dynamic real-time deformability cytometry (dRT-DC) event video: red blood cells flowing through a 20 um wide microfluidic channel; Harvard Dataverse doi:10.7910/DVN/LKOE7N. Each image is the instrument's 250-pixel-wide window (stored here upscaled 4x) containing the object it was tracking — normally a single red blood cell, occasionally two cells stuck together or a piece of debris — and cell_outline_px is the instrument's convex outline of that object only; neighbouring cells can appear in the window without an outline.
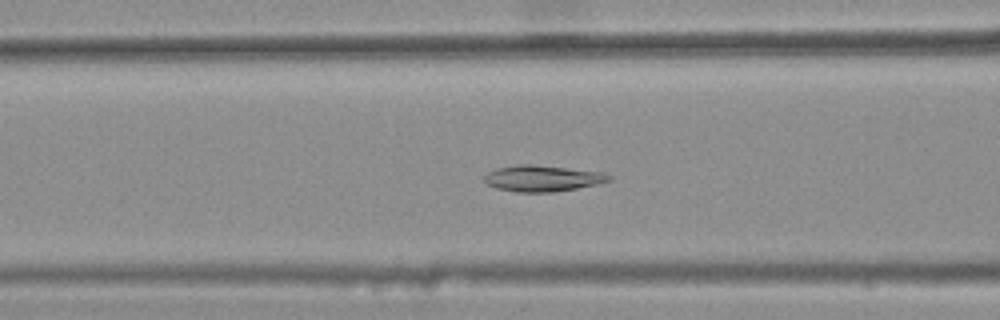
{"species": "common noctule bat (a hibernating species)", "species_latin": "Nyctalus noctula", "temperature_condition": "warm", "stored_images_in_passage": 43, "camera_frame_rate_fps": 3000, "um_per_image_px": 0.085, "animal": {"sex": "female", "body_mass_g": 25.1}, "frame": {"image": 1, "passage_image": 20, "time_ms": 6.333, "image_size_px": [1000, 320], "cell_outline_px": [[612, 180], [596, 184], [576, 188], [552, 192], [516, 192], [496, 188], [488, 184], [484, 180], [484, 176], [488, 172], [496, 168], [516, 164], [532, 164], [604, 172], [612, 176]], "centroid_in_image_um": [46.1, 15.15], "position_along_channel_um": 120.5, "area_um2": 19.02}}
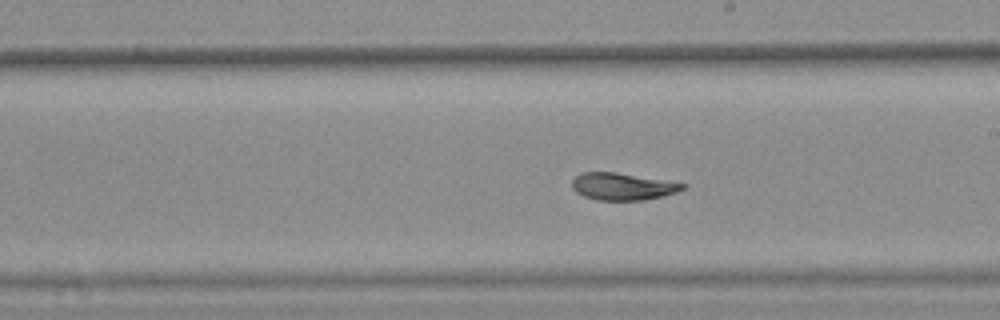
{"frame": {"image": 2, "passage_image": 29, "time_ms": 9.333, "image_size_px": [1000, 320], "cell_outline_px": [[688, 184], [684, 188], [676, 192], [664, 196], [644, 200], [596, 200], [584, 196], [576, 192], [572, 188], [572, 180], [576, 176], [584, 172], [616, 172]], "centroid_in_image_um": [52.92, 15.85], "position_along_channel_um": 236.1, "area_um2": 17.46}}
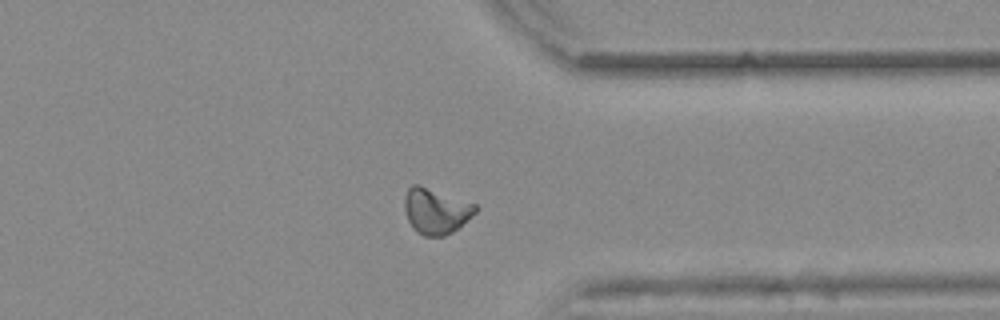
{"frame": {"image": 3, "passage_image": 40, "time_ms": 13.0, "image_size_px": [1000, 320], "cell_outline_px": [[476, 212], [452, 232], [444, 236], [424, 236], [416, 232], [408, 220], [404, 208], [404, 196], [408, 188], [412, 184], [420, 184], [476, 204]], "centroid_in_image_um": [37.01, 17.92], "position_along_channel_um": 374.4, "area_um2": 18.84}, "authors_computed_cell_mechanics": {"area_um2": 18.8428, "velocity_mm_per_s": 3.862, "shape_relaxation_time_tau1_ms": 4.6586, "shape_relaxation_time_tau2_ms": 2.9094, "deformation_change_tau1": 0.1435, "deformation_change_tau2": 0.0712}}